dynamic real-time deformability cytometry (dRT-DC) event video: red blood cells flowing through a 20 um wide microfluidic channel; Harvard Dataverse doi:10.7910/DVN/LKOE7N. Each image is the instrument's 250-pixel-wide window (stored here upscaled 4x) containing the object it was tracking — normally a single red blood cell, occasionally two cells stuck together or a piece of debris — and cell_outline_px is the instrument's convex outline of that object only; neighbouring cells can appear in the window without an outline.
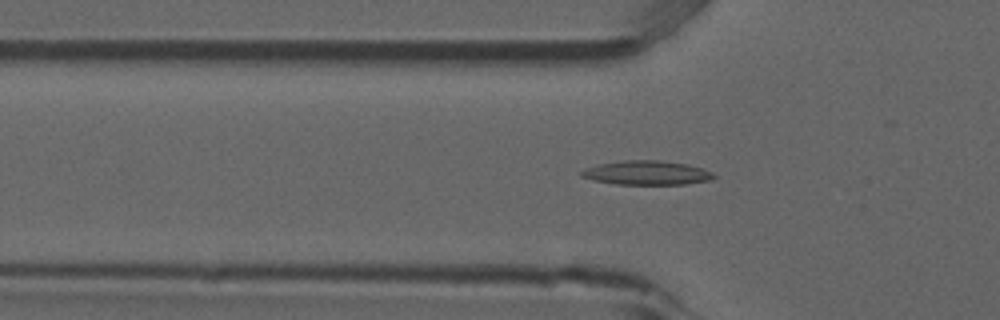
{"species": "common noctule bat (a hibernating species)", "species_latin": "Nyctalus noctula", "temperature_condition": "room temperature", "stored_images_in_passage": 52, "camera_frame_rate_fps": 3000, "um_per_image_px": 0.085, "animal": {"sex": "male", "forearm_length_mm": 52.5}, "frame": {"image": 1, "passage_image": 16, "time_ms": 5.0, "image_size_px": [1000, 320], "cell_outline_px": [[716, 176], [712, 180], [684, 184], [616, 184], [592, 180], [580, 176], [580, 172], [588, 168], [600, 164], [624, 160], [660, 160], [688, 164], [712, 172]], "centroid_in_image_um": [54.99, 14.69], "position_along_channel_um": 70.8, "area_um2": 18.5}}
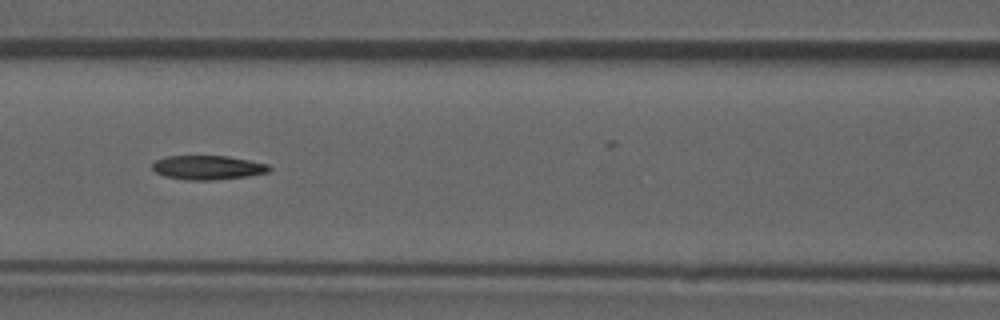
{"frame": {"image": 2, "passage_image": 22, "time_ms": 7.0, "image_size_px": [1000, 320], "cell_outline_px": [[272, 168], [268, 172], [248, 176], [216, 180], [188, 180], [164, 176], [156, 172], [152, 168], [152, 164], [156, 160], [164, 156], [228, 156], [268, 164]], "centroid_in_image_um": [17.66, 14.24], "position_along_channel_um": 148.9, "area_um2": 16.47}}
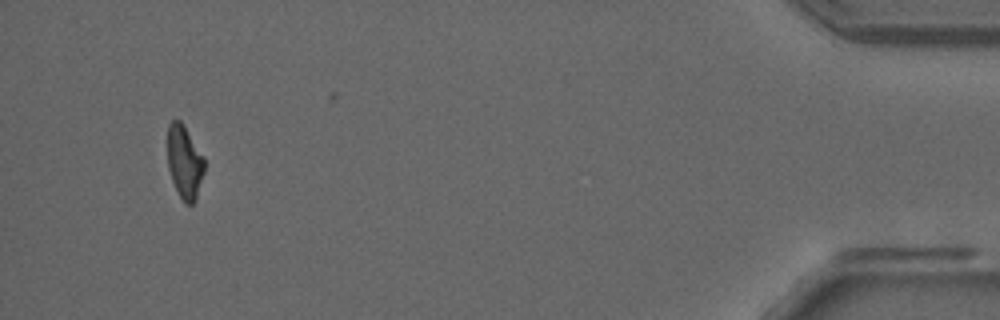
{"frame": {"image": 3, "passage_image": 49, "time_ms": 16.0, "image_size_px": [1000, 320], "cell_outline_px": [[204, 172], [196, 200], [192, 204], [184, 204], [172, 180], [168, 168], [168, 124], [172, 120], [180, 120], [184, 124], [204, 156]], "centroid_in_image_um": [15.7, 13.76], "position_along_channel_um": 419.5, "area_um2": 15.84}, "authors_computed_cell_mechanics": {"area_um2": 16.9932, "velocity_mm_per_s": 3.8713, "shape_relaxation_time_tau1_ms": 7.1783, "shape_relaxation_time_tau2_ms": null, "deformation_change_tau1": 0.2017, "deformation_change_tau2": null}}